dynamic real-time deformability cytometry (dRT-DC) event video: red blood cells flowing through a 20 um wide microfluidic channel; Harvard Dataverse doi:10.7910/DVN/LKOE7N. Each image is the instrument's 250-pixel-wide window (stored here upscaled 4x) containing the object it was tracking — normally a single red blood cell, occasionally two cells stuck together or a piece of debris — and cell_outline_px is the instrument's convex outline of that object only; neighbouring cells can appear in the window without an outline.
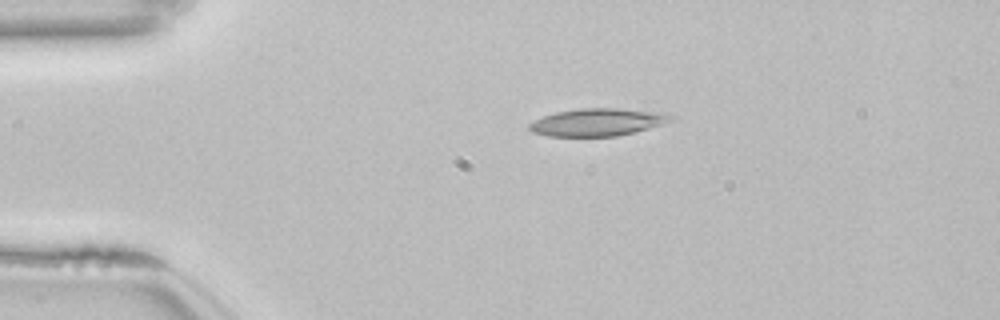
{"species": "common noctule bat (a hibernating species)", "species_latin": "Nyctalus noctula", "temperature_condition": "room temperature", "stored_images_in_passage": 16, "camera_frame_rate_fps": 3000, "um_per_image_px": 0.085, "animal": {"sex": "female", "body_mass_g": 22.7, "forearm_length_mm": 54.2}, "frame": {"image": 1, "passage_image": 1, "time_ms": 0.0, "image_size_px": [1000, 320], "cell_outline_px": [[672, 120], [648, 128], [616, 136], [548, 136], [532, 132], [528, 128], [528, 124], [544, 116], [556, 112], [580, 108], [616, 108], [664, 112], [672, 116]], "centroid_in_image_um": [50.76, 10.38], "position_along_channel_um": 34.2, "area_um2": 22.43}}
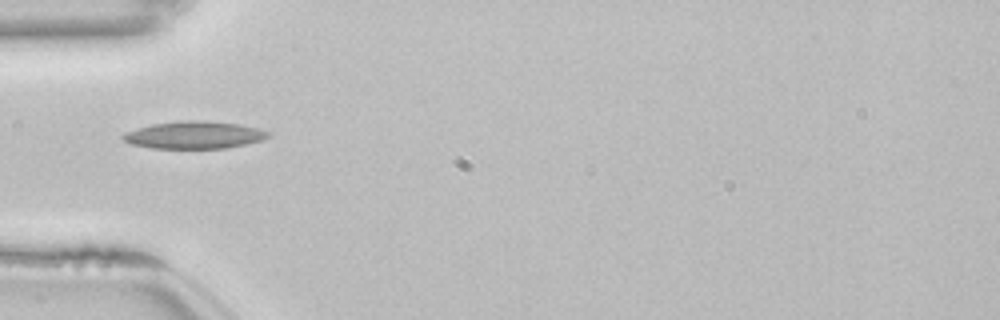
{"frame": {"image": 2, "passage_image": 7, "time_ms": 2.0, "image_size_px": [1000, 320], "cell_outline_px": [[272, 136], [260, 140], [244, 144], [224, 148], [152, 148], [132, 144], [124, 140], [120, 136], [124, 132], [152, 124], [188, 120], [204, 120], [236, 124], [256, 128], [268, 132]], "centroid_in_image_um": [16.47, 11.47], "position_along_channel_um": 68.5, "area_um2": 22.83}}
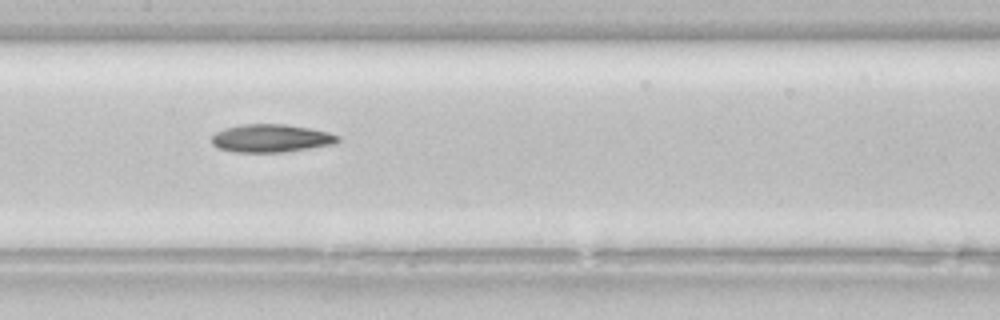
{"frame": {"image": 3, "passage_image": 16, "time_ms": 5.0, "image_size_px": [1000, 320], "cell_outline_px": [[340, 140], [336, 144], [284, 152], [236, 152], [220, 148], [212, 144], [212, 136], [216, 132], [224, 128], [240, 124], [284, 124], [308, 128], [328, 132], [340, 136]], "centroid_in_image_um": [23.06, 11.75], "position_along_channel_um": 184.3, "area_um2": 20.58}}